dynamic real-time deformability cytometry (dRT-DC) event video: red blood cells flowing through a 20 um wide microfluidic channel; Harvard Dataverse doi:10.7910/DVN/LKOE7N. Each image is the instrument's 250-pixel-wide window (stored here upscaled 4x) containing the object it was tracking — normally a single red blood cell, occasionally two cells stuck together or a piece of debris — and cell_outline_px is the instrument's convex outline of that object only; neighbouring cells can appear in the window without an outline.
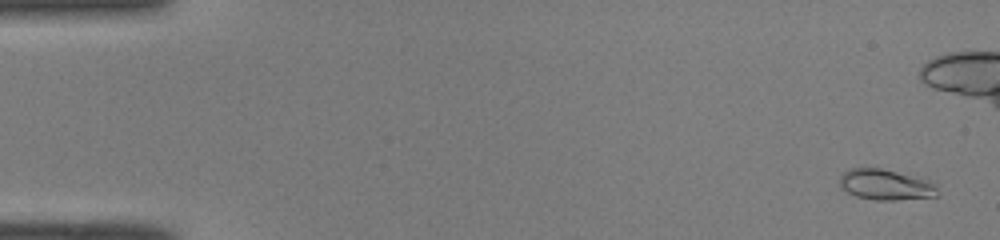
{"species": "common noctule bat (a hibernating species)", "species_latin": "Nyctalus noctula", "temperature_condition": "room temperature", "stored_images_in_passage": 51, "camera_frame_rate_fps": 3000, "um_per_image_px": 0.085, "animal": {"sex": "male", "body_mass_g": 19.0, "forearm_length_mm": 50.8}, "frame": {"image": 1, "passage_image": 2, "time_ms": 0.333, "image_size_px": [1000, 240], "cell_outline_px": [[936, 196], [896, 200], [876, 200], [856, 196], [840, 188], [840, 176], [848, 168], [880, 168], [928, 180], [936, 184]], "centroid_in_image_um": [75.24, 15.7], "position_along_channel_um": 9.8, "area_um2": 17.28}}
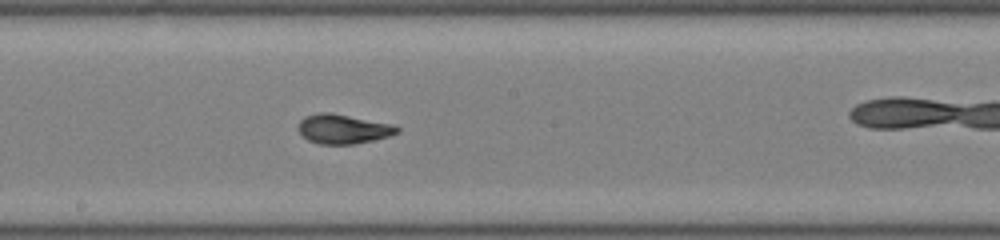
{"frame": {"image": 2, "passage_image": 28, "time_ms": 9.0, "image_size_px": [1000, 240], "cell_outline_px": [[400, 132], [388, 136], [372, 140], [352, 144], [320, 144], [308, 140], [296, 128], [300, 120], [304, 116], [320, 112], [332, 112], [396, 124], [400, 128]], "centroid_in_image_um": [29.18, 10.94], "position_along_channel_um": 219.0, "area_um2": 17.22}}
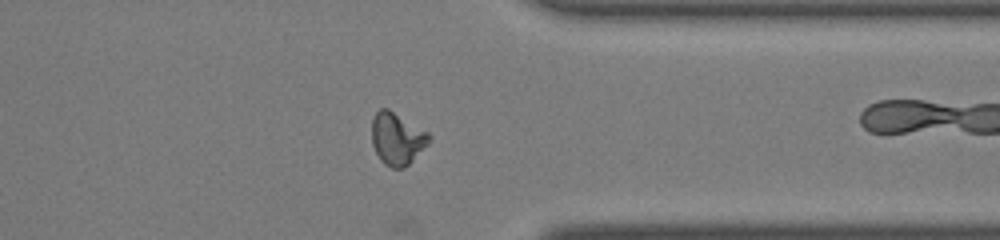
{"frame": {"image": 3, "passage_image": 40, "time_ms": 13.0, "image_size_px": [1000, 240], "cell_outline_px": [[432, 140], [404, 168], [392, 168], [384, 164], [380, 160], [372, 144], [372, 120], [376, 112], [380, 108], [388, 108], [428, 132], [432, 136]], "centroid_in_image_um": [33.75, 11.78], "position_along_channel_um": 377.6, "area_um2": 17.46}, "authors_computed_cell_mechanics": {"area_um2": 16.762, "velocity_mm_per_s": 4.0751, "shape_relaxation_time_tau1_ms": 5.5794, "shape_relaxation_time_tau2_ms": 1.0472, "deformation_change_tau1": 0.2125, "deformation_change_tau2": 0.0493}}